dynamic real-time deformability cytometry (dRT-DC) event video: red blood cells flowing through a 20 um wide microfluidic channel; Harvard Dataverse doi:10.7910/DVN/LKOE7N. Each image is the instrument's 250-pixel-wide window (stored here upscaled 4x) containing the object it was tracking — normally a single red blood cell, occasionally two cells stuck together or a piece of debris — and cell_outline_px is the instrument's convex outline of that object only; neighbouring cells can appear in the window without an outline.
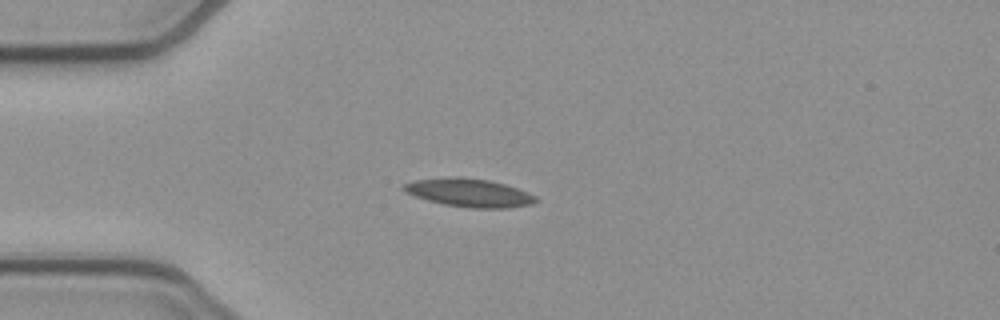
{"species": "common noctule bat (a hibernating species)", "species_latin": "Nyctalus noctula", "temperature_condition": "cold", "stored_images_in_passage": 36, "camera_frame_rate_fps": 3000, "um_per_image_px": 0.085, "animal": {"sex": "female", "body_mass_g": 21.9}, "frame": {"image": 1, "passage_image": 1, "time_ms": 0.0, "image_size_px": [1000, 320], "cell_outline_px": [[540, 200], [532, 204], [508, 208], [472, 208], [444, 204], [428, 200], [404, 192], [400, 188], [404, 184], [412, 180], [448, 176], [460, 176], [488, 180], [504, 184], [528, 192], [536, 196]], "centroid_in_image_um": [39.86, 16.37], "position_along_channel_um": 45.1, "area_um2": 21.96}}
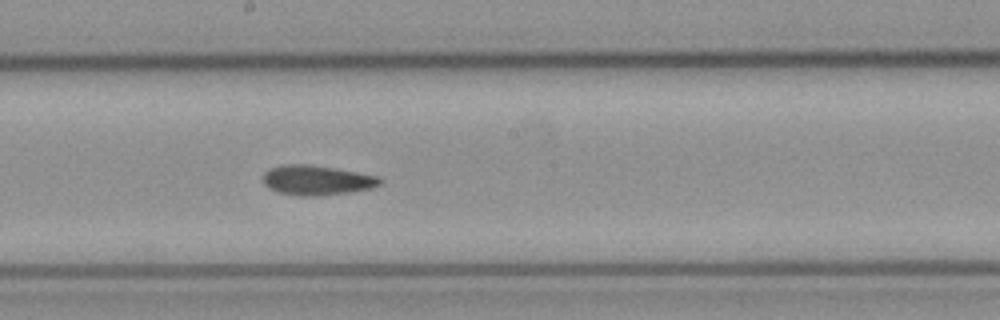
{"frame": {"image": 2, "passage_image": 16, "time_ms": 5.0, "image_size_px": [1000, 320], "cell_outline_px": [[384, 184], [372, 188], [348, 192], [320, 196], [300, 196], [276, 192], [268, 188], [264, 184], [264, 172], [268, 168], [284, 164], [304, 164], [332, 168], [380, 176], [384, 180]], "centroid_in_image_um": [26.94, 15.32], "position_along_channel_um": 221.3, "area_um2": 20.46}}
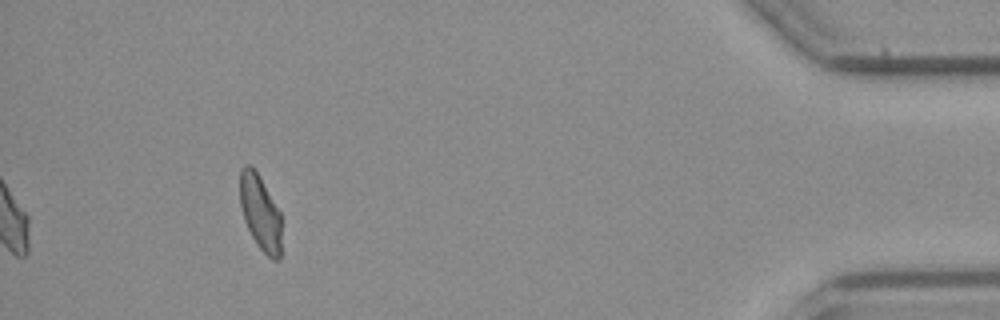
{"frame": {"image": 3, "passage_image": 36, "time_ms": 11.667, "image_size_px": [1000, 320], "cell_outline_px": [[280, 260], [272, 260], [256, 244], [244, 220], [240, 204], [240, 168], [244, 164], [248, 164], [256, 172], [280, 212]], "centroid_in_image_um": [22.1, 18.09], "position_along_channel_um": 413.1, "area_um2": 17.86}, "authors_computed_cell_mechanics": {"area_um2": 19.941, "velocity_mm_per_s": 3.8756, "shape_relaxation_time_tau1_ms": null, "shape_relaxation_time_tau2_ms": 6.6205, "deformation_change_tau1": null, "deformation_change_tau2": 0.126}}